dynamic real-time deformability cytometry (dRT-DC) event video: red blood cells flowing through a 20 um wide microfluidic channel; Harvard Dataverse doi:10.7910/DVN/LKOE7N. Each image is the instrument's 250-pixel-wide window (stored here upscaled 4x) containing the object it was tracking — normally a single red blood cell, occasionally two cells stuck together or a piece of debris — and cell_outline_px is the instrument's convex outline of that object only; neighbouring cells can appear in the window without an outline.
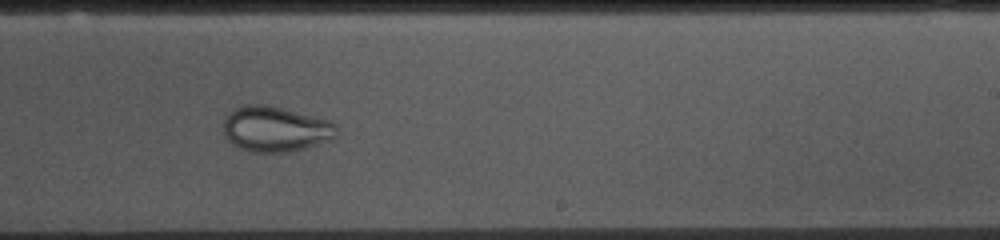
{"species": "common noctule bat (a hibernating species)", "species_latin": "Nyctalus noctula", "temperature_condition": "cold", "stored_images_in_passage": 53, "camera_frame_rate_fps": 3000, "um_per_image_px": 0.085, "animal": {"sex": "female", "body_mass_g": 10.0, "forearm_length_mm": 53.1}, "frame": {"image": 1, "passage_image": 31, "time_ms": 10.0, "image_size_px": [1000, 240], "cell_outline_px": [[336, 136], [316, 144], [304, 148], [288, 152], [248, 152], [232, 144], [224, 136], [224, 120], [228, 112], [244, 104], [268, 104], [328, 120], [336, 124]], "centroid_in_image_um": [23.35, 10.96], "position_along_channel_um": 265.6, "area_um2": 29.88}}
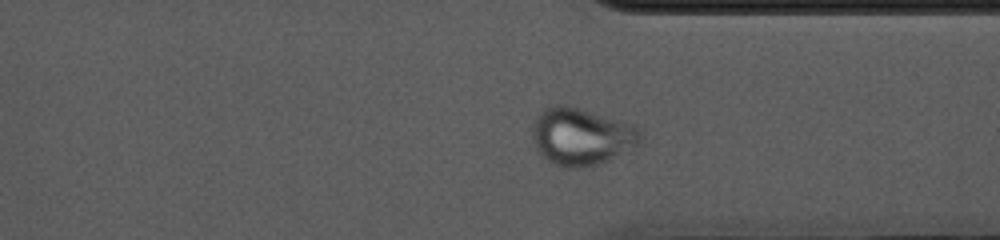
{"frame": {"image": 2, "passage_image": 39, "time_ms": 12.667, "image_size_px": [1000, 240], "cell_outline_px": [[640, 144], [596, 164], [584, 168], [564, 168], [552, 164], [536, 148], [532, 140], [532, 124], [536, 116], [544, 108], [552, 104], [564, 104], [624, 120], [640, 128]], "centroid_in_image_um": [49.38, 11.57], "position_along_channel_um": 362.0, "area_um2": 36.24}}
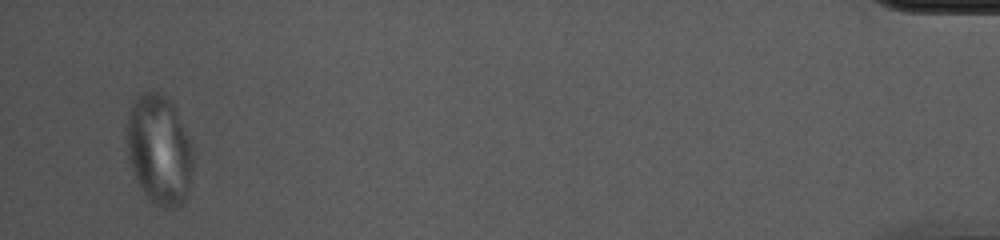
{"frame": {"image": 3, "passage_image": 51, "time_ms": 16.667, "image_size_px": [1000, 240], "cell_outline_px": [[192, 164], [188, 184], [184, 196], [180, 204], [176, 208], [160, 208], [144, 192], [128, 160], [124, 136], [128, 112], [132, 104], [144, 92], [160, 92], [172, 104], [176, 112], [192, 148]], "centroid_in_image_um": [13.47, 12.7], "position_along_channel_um": 421.7, "area_um2": 41.56}}